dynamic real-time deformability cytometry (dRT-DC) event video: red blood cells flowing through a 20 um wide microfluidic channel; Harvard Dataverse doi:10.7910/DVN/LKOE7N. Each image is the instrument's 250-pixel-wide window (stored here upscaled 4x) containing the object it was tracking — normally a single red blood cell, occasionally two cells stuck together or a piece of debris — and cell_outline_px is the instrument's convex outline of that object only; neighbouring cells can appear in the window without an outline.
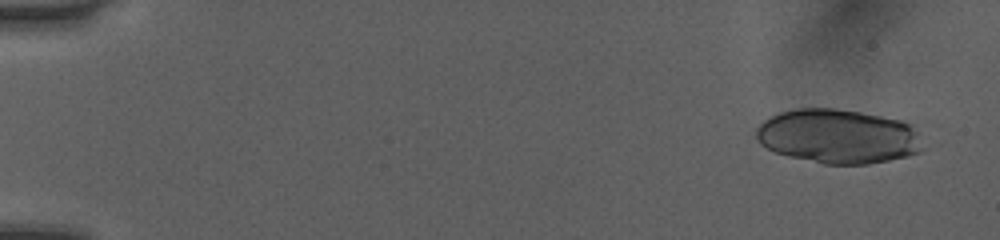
{"species": "human", "species_latin": "Homo sapiens", "temperature_condition": "room temperature", "stored_images_in_passage": 48, "camera_frame_rate_fps": 3000, "um_per_image_px": 0.085, "donor": {"sex": "female"}, "frame": {"image": 1, "passage_image": 1, "time_ms": 0.0, "image_size_px": [1000, 240], "cell_outline_px": [[920, 152], [908, 156], [868, 164], [824, 164], [788, 156], [776, 152], [760, 144], [756, 136], [756, 128], [764, 120], [780, 112], [796, 108], [836, 108], [860, 112], [904, 120], [912, 124], [916, 132]], "centroid_in_image_um": [71.2, 11.58], "position_along_channel_um": 13.8, "area_um2": 52.54}}
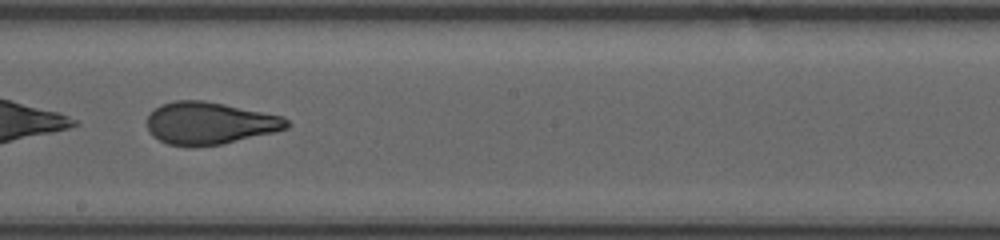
{"frame": {"image": 2, "passage_image": 29, "time_ms": 9.333, "image_size_px": [1000, 240], "cell_outline_px": [[292, 124], [288, 128], [276, 132], [220, 144], [188, 148], [168, 144], [152, 136], [148, 132], [148, 116], [160, 104], [176, 100], [204, 100], [224, 104], [280, 116], [288, 120]], "centroid_in_image_um": [17.8, 10.49], "position_along_channel_um": 230.4, "area_um2": 34.51}}
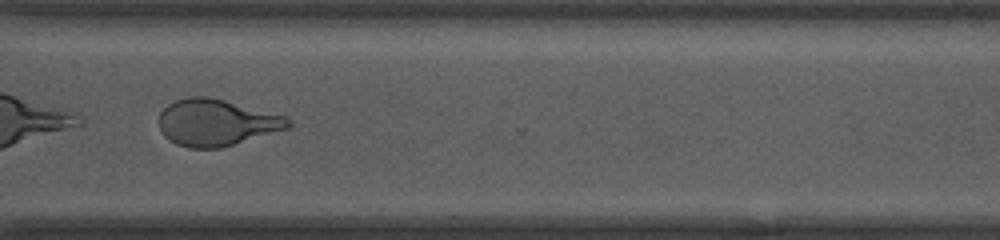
{"frame": {"image": 3, "passage_image": 38, "time_ms": 12.333, "image_size_px": [1000, 240], "cell_outline_px": [[292, 124], [288, 128], [220, 148], [188, 148], [176, 144], [168, 140], [160, 132], [160, 112], [168, 104], [176, 100], [188, 96], [208, 96], [288, 116], [292, 120]], "centroid_in_image_um": [18.39, 10.41], "position_along_channel_um": 352.2, "area_um2": 35.2}, "authors_computed_cell_mechanics": {"area_um2": 45.5753, "velocity_mm_per_s": 4.0777, "shape_relaxation_time_tau1_ms": 5.8983, "shape_relaxation_time_tau2_ms": 1.2854, "deformation_change_tau1": 0.2109, "deformation_change_tau2": 0.0839}}